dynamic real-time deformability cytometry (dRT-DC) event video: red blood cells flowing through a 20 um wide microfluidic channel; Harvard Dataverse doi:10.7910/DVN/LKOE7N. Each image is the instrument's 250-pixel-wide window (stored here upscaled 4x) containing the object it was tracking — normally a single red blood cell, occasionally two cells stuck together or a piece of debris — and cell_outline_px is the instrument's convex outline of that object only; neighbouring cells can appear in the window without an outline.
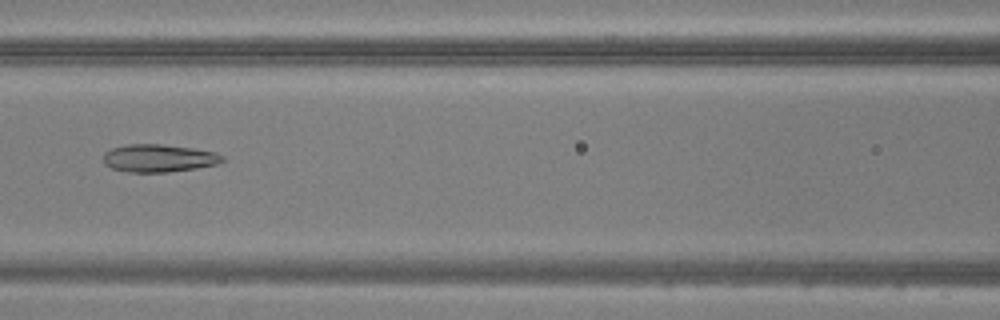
{"species": "common noctule bat (a hibernating species)", "species_latin": "Nyctalus noctula", "temperature_condition": "warm", "stored_images_in_passage": 48, "camera_frame_rate_fps": 3000, "um_per_image_px": 0.085, "animal": {"sex": "male", "body_mass_g": 20.5, "forearm_length_mm": 52.5}, "frame": {"image": 1, "passage_image": 21, "time_ms": 6.667, "image_size_px": [1000, 320], "cell_outline_px": [[224, 160], [216, 164], [196, 168], [168, 172], [128, 172], [112, 168], [104, 164], [104, 152], [112, 148], [128, 144], [160, 144], [192, 148], [216, 152], [224, 156]], "centroid_in_image_um": [13.49, 13.44], "position_along_channel_um": 153.1, "area_um2": 19.19}}
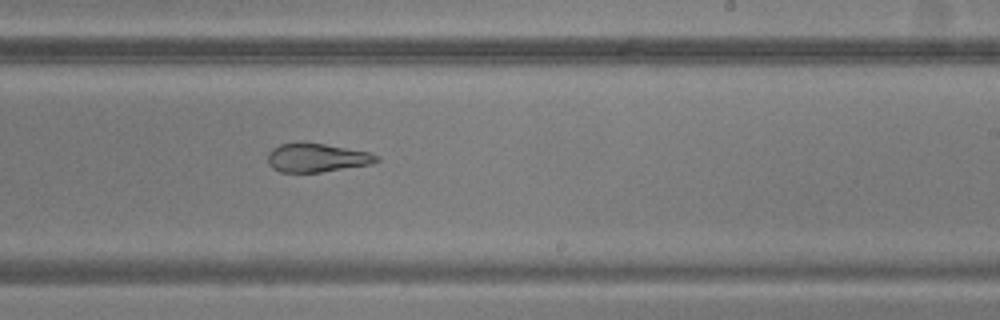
{"frame": {"image": 2, "passage_image": 29, "time_ms": 9.333, "image_size_px": [1000, 320], "cell_outline_px": [[380, 160], [372, 164], [320, 172], [280, 172], [272, 168], [268, 164], [268, 152], [272, 148], [280, 144], [296, 140], [304, 140], [368, 152], [380, 156]], "centroid_in_image_um": [26.89, 13.37], "position_along_channel_um": 262.1, "area_um2": 18.67}}
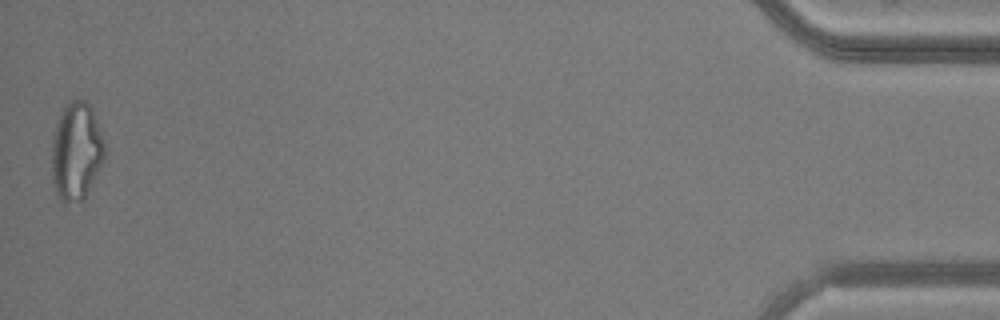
{"frame": {"image": 3, "passage_image": 48, "time_ms": 15.667, "image_size_px": [1000, 320], "cell_outline_px": [[104, 160], [84, 200], [64, 204], [60, 200], [56, 192], [52, 180], [52, 140], [56, 120], [68, 100], [84, 100], [92, 108], [104, 140]], "centroid_in_image_um": [6.47, 12.87], "position_along_channel_um": 428.7, "area_um2": 30.46}}